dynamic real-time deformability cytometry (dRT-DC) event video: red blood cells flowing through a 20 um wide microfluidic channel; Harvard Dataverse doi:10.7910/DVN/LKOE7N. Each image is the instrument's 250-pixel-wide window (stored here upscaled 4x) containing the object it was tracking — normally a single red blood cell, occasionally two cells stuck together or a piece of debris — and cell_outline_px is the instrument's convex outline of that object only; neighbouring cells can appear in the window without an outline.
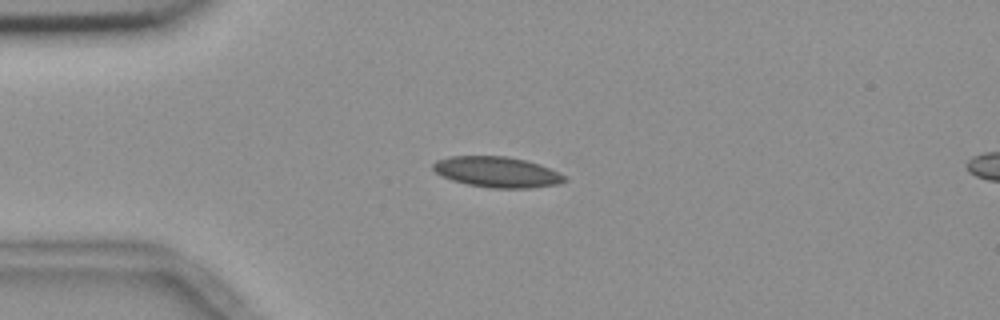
{"species": "common noctule bat (a hibernating species)", "species_latin": "Nyctalus noctula", "temperature_condition": "room temperature", "stored_images_in_passage": 42, "camera_frame_rate_fps": 3000, "um_per_image_px": 0.085, "animal": {"sex": "female", "body_mass_g": 18.4}, "frame": {"image": 1, "passage_image": 1, "time_ms": 0.0, "image_size_px": [1000, 320], "cell_outline_px": [[568, 180], [560, 184], [528, 188], [492, 188], [468, 184], [452, 180], [436, 172], [432, 168], [432, 164], [436, 160], [448, 156], [508, 156], [540, 164], [564, 176]], "centroid_in_image_um": [42.23, 14.61], "position_along_channel_um": 42.8, "area_um2": 23.35}}
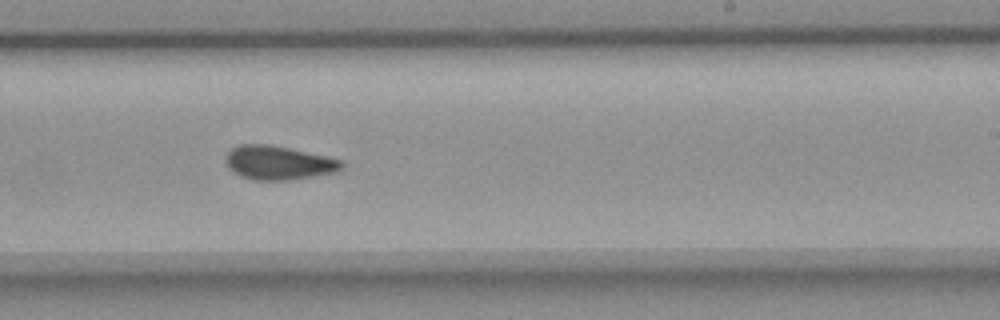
{"frame": {"image": 2, "passage_image": 21, "time_ms": 6.667, "image_size_px": [1000, 320], "cell_outline_px": [[344, 164], [336, 172], [292, 180], [252, 180], [240, 176], [228, 168], [224, 160], [228, 152], [232, 148], [240, 144], [268, 144], [328, 156], [340, 160]], "centroid_in_image_um": [23.64, 13.84], "position_along_channel_um": 265.4, "area_um2": 22.95}}
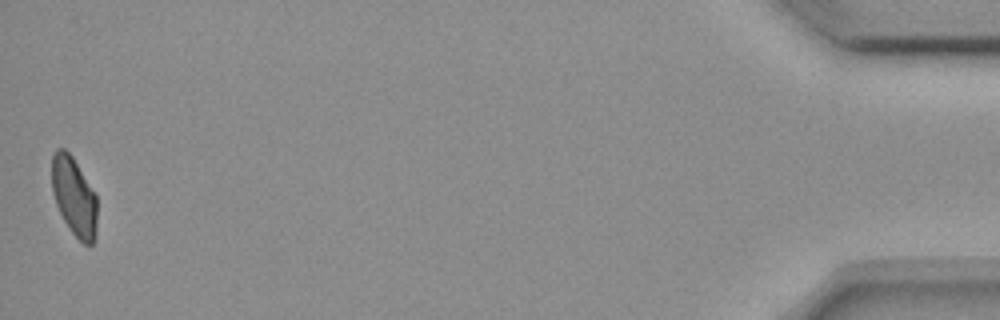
{"frame": {"image": 3, "passage_image": 42, "time_ms": 13.667, "image_size_px": [1000, 320], "cell_outline_px": [[96, 236], [92, 244], [84, 244], [72, 232], [64, 220], [56, 204], [52, 192], [52, 156], [56, 148], [64, 148], [72, 156], [96, 196]], "centroid_in_image_um": [6.28, 16.7], "position_along_channel_um": 428.9, "area_um2": 20.46}, "authors_computed_cell_mechanics": {"area_um2": 22.3975, "velocity_mm_per_s": 3.6731, "shape_relaxation_time_tau1_ms": null, "shape_relaxation_time_tau2_ms": 3.6964, "deformation_change_tau1": null, "deformation_change_tau2": 0.0812}}